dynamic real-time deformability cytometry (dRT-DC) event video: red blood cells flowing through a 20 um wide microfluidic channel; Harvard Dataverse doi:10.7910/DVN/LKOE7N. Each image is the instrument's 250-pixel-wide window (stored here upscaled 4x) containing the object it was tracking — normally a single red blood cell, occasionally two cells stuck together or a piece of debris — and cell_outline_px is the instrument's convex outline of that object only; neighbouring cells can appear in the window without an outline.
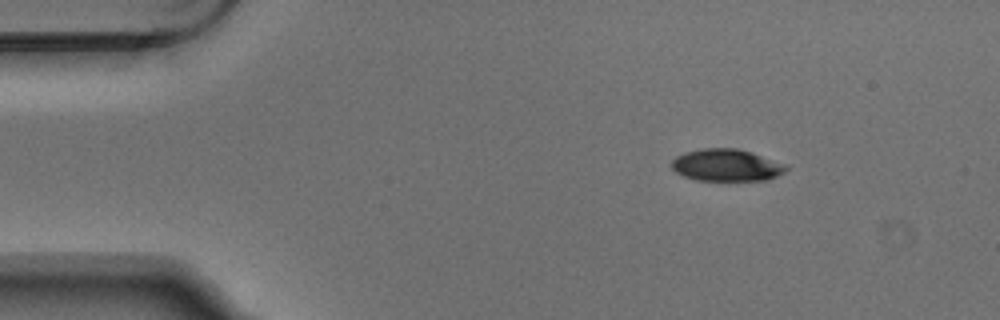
{"species": "Egyptian fruit bat (a non-hibernating species)", "species_latin": "Rousettus aegyptiacus", "temperature_condition": "warm", "stored_images_in_passage": 4, "camera_frame_rate_fps": 3000, "um_per_image_px": 0.085, "animal": {"sex": "male"}, "frame": {"image": 1, "passage_image": 1, "time_ms": 0.0, "image_size_px": [1000, 320], "cell_outline_px": [[788, 168], [784, 172], [768, 180], [696, 180], [684, 176], [676, 172], [672, 168], [672, 160], [676, 156], [684, 152], [700, 148], [736, 148], [752, 152], [788, 164]], "centroid_in_image_um": [61.77, 14.03], "position_along_channel_um": 23.2, "area_um2": 21.56}}
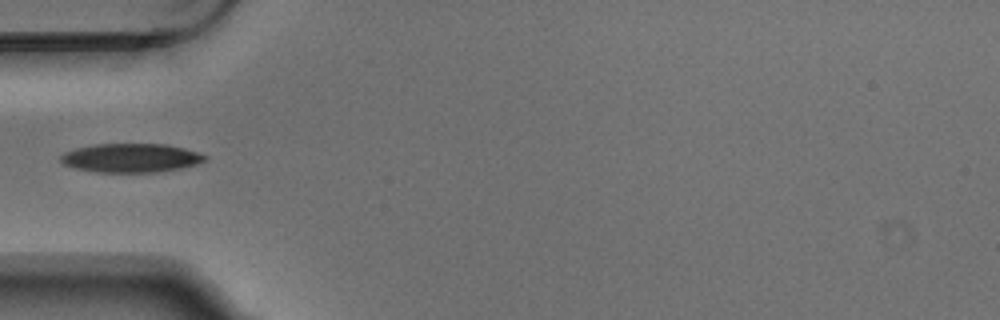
{"frame": {"image": 2, "passage_image": 4, "time_ms": 1.0, "image_size_px": [1000, 320], "cell_outline_px": [[208, 160], [196, 164], [180, 168], [160, 172], [96, 172], [72, 168], [64, 164], [60, 160], [60, 156], [64, 152], [76, 148], [96, 144], [168, 144], [184, 148], [208, 156]], "centroid_in_image_um": [11.13, 13.42], "position_along_channel_um": 73.9, "area_um2": 24.39}}